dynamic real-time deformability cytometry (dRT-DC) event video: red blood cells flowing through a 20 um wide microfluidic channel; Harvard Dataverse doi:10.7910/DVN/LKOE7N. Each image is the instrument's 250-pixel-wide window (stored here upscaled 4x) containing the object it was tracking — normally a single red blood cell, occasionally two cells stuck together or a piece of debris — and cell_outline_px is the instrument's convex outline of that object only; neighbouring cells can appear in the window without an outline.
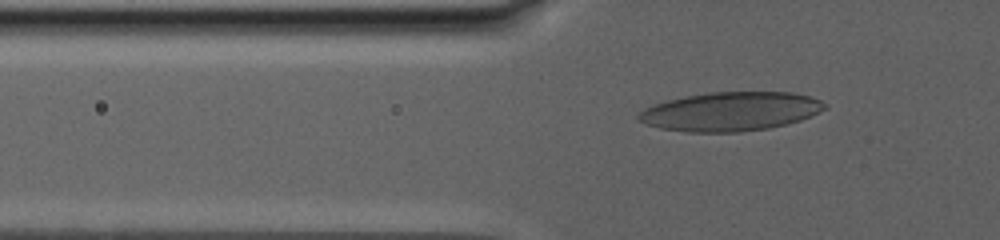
{"species": "human", "species_latin": "Homo sapiens", "temperature_condition": "warm", "stored_images_in_passage": 55, "camera_frame_rate_fps": 3000, "um_per_image_px": 0.085, "donor": {"sex": "male"}, "frame": {"image": 1, "passage_image": 11, "time_ms": 3.0, "image_size_px": [1000, 240], "cell_outline_px": [[828, 104], [824, 108], [800, 120], [768, 128], [740, 132], [688, 132], [660, 128], [636, 120], [636, 116], [644, 108], [668, 100], [684, 96], [708, 92], [792, 92], [808, 96], [820, 100]], "centroid_in_image_um": [62.05, 9.47], "position_along_channel_um": 63.7, "area_um2": 41.96}}
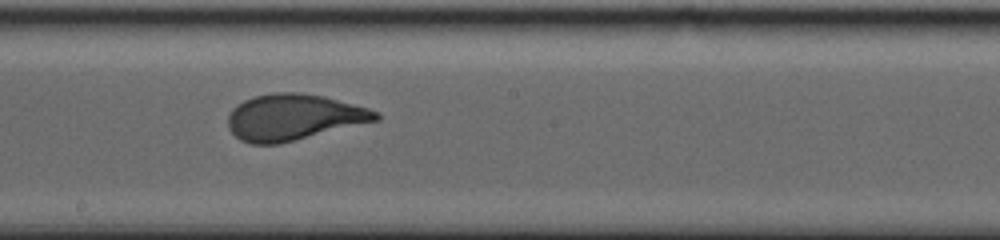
{"frame": {"image": 2, "passage_image": 36, "time_ms": 10.0, "image_size_px": [1000, 240], "cell_outline_px": [[380, 120], [280, 144], [252, 144], [240, 140], [228, 128], [228, 116], [232, 108], [244, 100], [256, 96], [272, 92], [300, 92], [324, 96], [368, 108], [380, 112]], "centroid_in_image_um": [24.97, 9.96], "position_along_channel_um": 223.2, "area_um2": 39.94}}
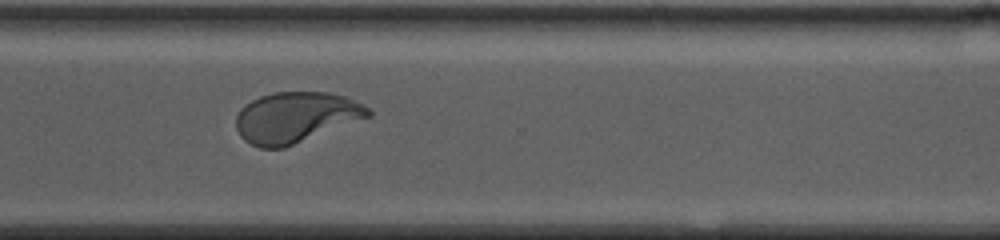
{"frame": {"image": 3, "passage_image": 54, "time_ms": 15.0, "image_size_px": [1000, 240], "cell_outline_px": [[372, 116], [284, 148], [260, 148], [244, 140], [240, 136], [236, 128], [236, 116], [252, 100], [260, 96], [276, 92], [328, 92], [344, 96], [364, 104], [372, 112]], "centroid_in_image_um": [25.17, 9.98], "position_along_channel_um": 345.4, "area_um2": 38.9}}